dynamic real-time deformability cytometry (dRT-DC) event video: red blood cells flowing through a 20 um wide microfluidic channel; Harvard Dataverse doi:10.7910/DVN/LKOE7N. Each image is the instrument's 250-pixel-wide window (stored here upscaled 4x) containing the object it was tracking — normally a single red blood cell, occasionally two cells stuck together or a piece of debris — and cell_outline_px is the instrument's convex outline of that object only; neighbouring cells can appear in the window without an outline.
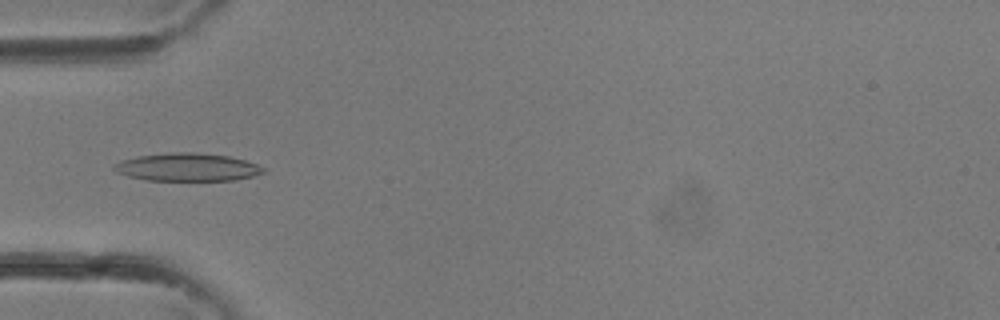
{"species": "common noctule bat (a hibernating species)", "species_latin": "Nyctalus noctula", "temperature_condition": "room temperature", "stored_images_in_passage": 32, "camera_frame_rate_fps": 3000, "um_per_image_px": 0.085, "animal": {"sex": "female"}, "frame": {"image": 1, "passage_image": 8, "time_ms": 2.333, "image_size_px": [1000, 320], "cell_outline_px": [[268, 172], [236, 180], [148, 180], [128, 176], [116, 172], [112, 168], [120, 160], [136, 156], [168, 152], [196, 152], [228, 156], [244, 160], [256, 164], [264, 168]], "centroid_in_image_um": [15.92, 14.2], "position_along_channel_um": 69.1, "area_um2": 24.33}}
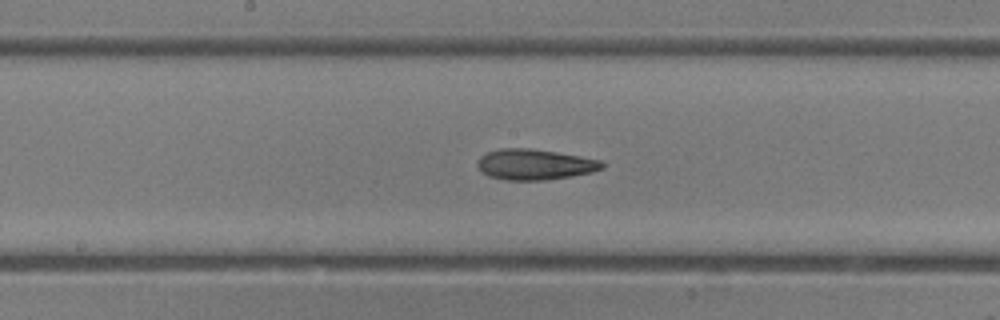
{"frame": {"image": 2, "passage_image": 15, "time_ms": 4.667, "image_size_px": [1000, 320], "cell_outline_px": [[604, 168], [592, 172], [572, 176], [544, 180], [504, 180], [488, 176], [476, 164], [480, 156], [488, 152], [500, 148], [528, 148], [556, 152], [580, 156], [600, 160], [604, 164]], "centroid_in_image_um": [45.45, 13.98], "position_along_channel_um": 202.7, "area_um2": 22.2}}
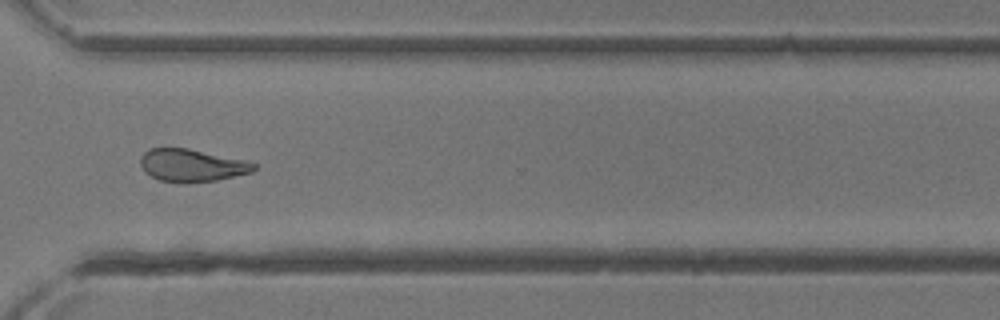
{"frame": {"image": 3, "passage_image": 23, "time_ms": 7.333, "image_size_px": [1000, 320], "cell_outline_px": [[256, 168], [252, 172], [216, 180], [160, 180], [144, 172], [140, 164], [140, 156], [148, 148], [188, 148], [244, 160], [256, 164]], "centroid_in_image_um": [16.28, 14.01], "position_along_channel_um": 354.3, "area_um2": 20.81}}